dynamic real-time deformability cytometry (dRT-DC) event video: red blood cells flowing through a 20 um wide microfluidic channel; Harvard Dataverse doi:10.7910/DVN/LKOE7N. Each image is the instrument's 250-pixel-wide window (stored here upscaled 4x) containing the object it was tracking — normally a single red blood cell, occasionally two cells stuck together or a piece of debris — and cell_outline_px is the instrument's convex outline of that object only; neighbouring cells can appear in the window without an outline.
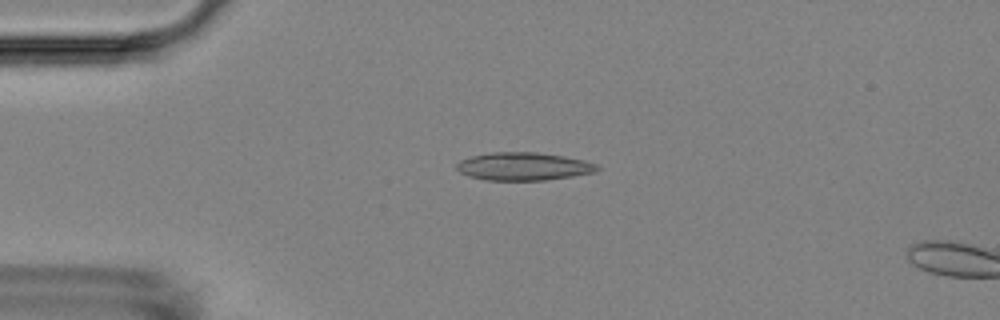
{"species": "Egyptian fruit bat (a non-hibernating species)", "species_latin": "Rousettus aegyptiacus", "temperature_condition": "room temperature", "stored_images_in_passage": 4, "camera_frame_rate_fps": 3000, "um_per_image_px": 0.085, "animal": {"sex": "female"}, "frame": {"image": 1, "passage_image": 3, "time_ms": 2.333, "image_size_px": [1000, 320], "cell_outline_px": [[600, 168], [596, 172], [572, 176], [544, 180], [488, 180], [468, 176], [460, 172], [456, 168], [456, 164], [460, 160], [472, 156], [492, 152], [536, 152], [564, 156], [584, 160], [596, 164]], "centroid_in_image_um": [44.5, 14.14], "position_along_channel_um": 40.5, "area_um2": 22.83}}